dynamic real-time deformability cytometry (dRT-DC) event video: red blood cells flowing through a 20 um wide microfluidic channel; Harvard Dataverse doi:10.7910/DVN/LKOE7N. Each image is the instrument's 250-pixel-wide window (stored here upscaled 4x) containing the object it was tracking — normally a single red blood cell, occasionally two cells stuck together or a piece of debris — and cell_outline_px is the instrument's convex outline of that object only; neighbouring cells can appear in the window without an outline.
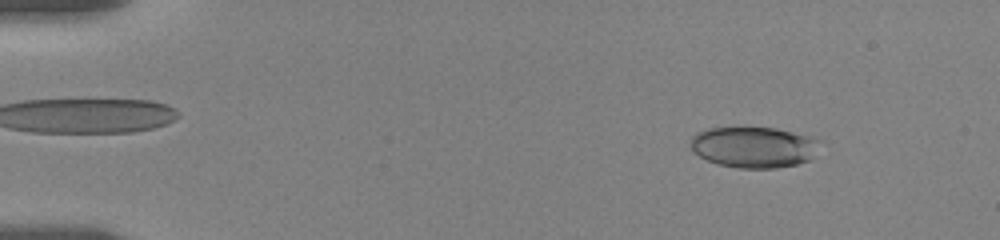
{"species": "human", "species_latin": "Homo sapiens", "temperature_condition": "room temperature", "stored_images_in_passage": 69, "camera_frame_rate_fps": 3000, "um_per_image_px": 0.085, "donor": {"sex": "female"}, "frame": {"image": 1, "passage_image": 6, "time_ms": 1.667, "image_size_px": [1000, 240], "cell_outline_px": [[820, 140], [808, 160], [796, 164], [776, 168], [740, 168], [720, 164], [708, 160], [692, 152], [692, 136], [696, 132], [708, 128], [744, 124], [776, 128], [808, 136]], "centroid_in_image_um": [63.99, 12.45], "position_along_channel_um": 21.0, "area_um2": 31.27}}
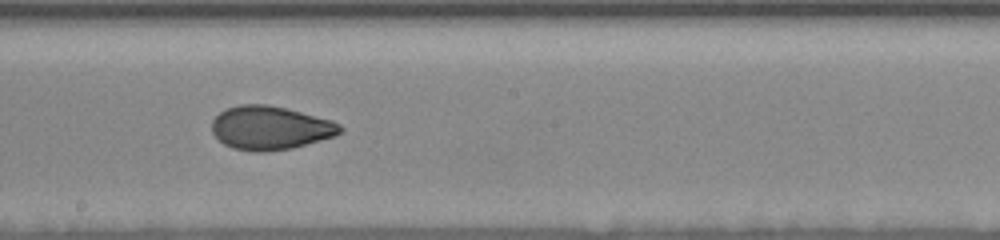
{"frame": {"image": 2, "passage_image": 38, "time_ms": 10.333, "image_size_px": [1000, 240], "cell_outline_px": [[344, 132], [336, 136], [292, 148], [264, 152], [252, 152], [232, 148], [224, 144], [212, 132], [212, 120], [224, 108], [240, 104], [268, 104], [332, 120], [340, 124], [344, 128]], "centroid_in_image_um": [22.98, 10.87], "position_along_channel_um": 225.2, "area_um2": 32.83}}
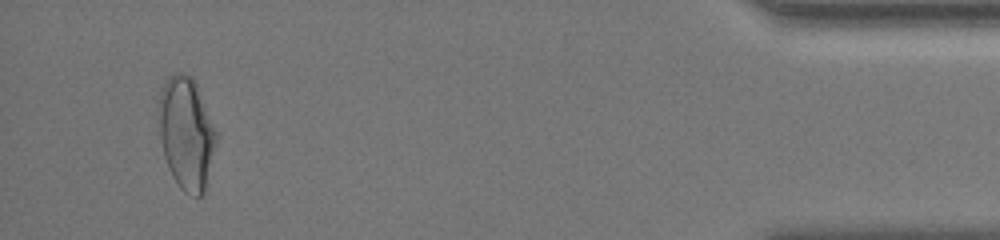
{"frame": {"image": 3, "passage_image": 67, "time_ms": 17.667, "image_size_px": [1000, 240], "cell_outline_px": [[216, 140], [204, 192], [200, 196], [196, 196], [184, 192], [180, 188], [172, 176], [168, 168], [164, 156], [160, 136], [156, 108], [160, 92], [168, 76], [176, 72], [180, 72], [188, 76], [196, 84], [216, 132]], "centroid_in_image_um": [15.78, 11.32], "position_along_channel_um": 419.4, "area_um2": 37.28}, "authors_computed_cell_mechanics": {"area_um2": 32.2524, "velocity_mm_per_s": 3.5091, "shape_relaxation_time_tau1_ms": 8.2786, "shape_relaxation_time_tau2_ms": 1.3023, "deformation_change_tau1": 0.2004, "deformation_change_tau2": 0.0612}}